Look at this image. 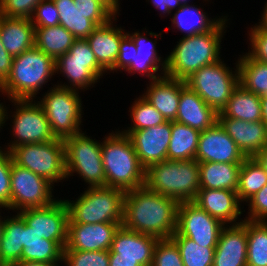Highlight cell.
Returning a JSON list of instances; mask_svg holds the SVG:
<instances>
[{"label": "cell", "mask_w": 267, "mask_h": 266, "mask_svg": "<svg viewBox=\"0 0 267 266\" xmlns=\"http://www.w3.org/2000/svg\"><path fill=\"white\" fill-rule=\"evenodd\" d=\"M225 17L208 32L180 38L166 57L165 75L185 81L203 66L221 60V39L228 21Z\"/></svg>", "instance_id": "7a4b0ae2"}, {"label": "cell", "mask_w": 267, "mask_h": 266, "mask_svg": "<svg viewBox=\"0 0 267 266\" xmlns=\"http://www.w3.org/2000/svg\"><path fill=\"white\" fill-rule=\"evenodd\" d=\"M200 164V189L236 191L242 163L203 162Z\"/></svg>", "instance_id": "83f0119b"}, {"label": "cell", "mask_w": 267, "mask_h": 266, "mask_svg": "<svg viewBox=\"0 0 267 266\" xmlns=\"http://www.w3.org/2000/svg\"><path fill=\"white\" fill-rule=\"evenodd\" d=\"M179 202L144 186L125 193L122 225L131 231L170 238L177 227Z\"/></svg>", "instance_id": "6da1fadb"}, {"label": "cell", "mask_w": 267, "mask_h": 266, "mask_svg": "<svg viewBox=\"0 0 267 266\" xmlns=\"http://www.w3.org/2000/svg\"><path fill=\"white\" fill-rule=\"evenodd\" d=\"M262 107V121L267 127V96L260 97Z\"/></svg>", "instance_id": "6f0895ef"}, {"label": "cell", "mask_w": 267, "mask_h": 266, "mask_svg": "<svg viewBox=\"0 0 267 266\" xmlns=\"http://www.w3.org/2000/svg\"><path fill=\"white\" fill-rule=\"evenodd\" d=\"M248 33L251 46L248 54L258 61L267 63V26L255 24Z\"/></svg>", "instance_id": "7dc6e473"}, {"label": "cell", "mask_w": 267, "mask_h": 266, "mask_svg": "<svg viewBox=\"0 0 267 266\" xmlns=\"http://www.w3.org/2000/svg\"><path fill=\"white\" fill-rule=\"evenodd\" d=\"M82 132L63 139L66 176L69 178L75 172L88 187L106 186L101 142Z\"/></svg>", "instance_id": "52a82bcc"}, {"label": "cell", "mask_w": 267, "mask_h": 266, "mask_svg": "<svg viewBox=\"0 0 267 266\" xmlns=\"http://www.w3.org/2000/svg\"><path fill=\"white\" fill-rule=\"evenodd\" d=\"M181 94V80L162 76L150 81L147 91L142 95L155 107L167 121H174L177 116Z\"/></svg>", "instance_id": "d4e9b609"}, {"label": "cell", "mask_w": 267, "mask_h": 266, "mask_svg": "<svg viewBox=\"0 0 267 266\" xmlns=\"http://www.w3.org/2000/svg\"><path fill=\"white\" fill-rule=\"evenodd\" d=\"M104 1L116 14L118 13L119 9V0H102Z\"/></svg>", "instance_id": "91938a15"}, {"label": "cell", "mask_w": 267, "mask_h": 266, "mask_svg": "<svg viewBox=\"0 0 267 266\" xmlns=\"http://www.w3.org/2000/svg\"><path fill=\"white\" fill-rule=\"evenodd\" d=\"M177 245L184 266H213L215 247L199 246L182 235L170 237Z\"/></svg>", "instance_id": "74e56055"}, {"label": "cell", "mask_w": 267, "mask_h": 266, "mask_svg": "<svg viewBox=\"0 0 267 266\" xmlns=\"http://www.w3.org/2000/svg\"><path fill=\"white\" fill-rule=\"evenodd\" d=\"M129 111L133 125L126 130H141L163 124L167 121L143 96L138 97L134 101Z\"/></svg>", "instance_id": "f35d334b"}, {"label": "cell", "mask_w": 267, "mask_h": 266, "mask_svg": "<svg viewBox=\"0 0 267 266\" xmlns=\"http://www.w3.org/2000/svg\"><path fill=\"white\" fill-rule=\"evenodd\" d=\"M78 1L80 11L87 15L96 26L104 25L117 15L102 0H74Z\"/></svg>", "instance_id": "7bdbcfd3"}, {"label": "cell", "mask_w": 267, "mask_h": 266, "mask_svg": "<svg viewBox=\"0 0 267 266\" xmlns=\"http://www.w3.org/2000/svg\"><path fill=\"white\" fill-rule=\"evenodd\" d=\"M26 225L36 231L46 240L56 241L63 248L67 244L69 211L64 200H56L52 204L24 209L17 212Z\"/></svg>", "instance_id": "9a60e30c"}, {"label": "cell", "mask_w": 267, "mask_h": 266, "mask_svg": "<svg viewBox=\"0 0 267 266\" xmlns=\"http://www.w3.org/2000/svg\"><path fill=\"white\" fill-rule=\"evenodd\" d=\"M181 5H187L189 3L188 0H178Z\"/></svg>", "instance_id": "be15d7a7"}, {"label": "cell", "mask_w": 267, "mask_h": 266, "mask_svg": "<svg viewBox=\"0 0 267 266\" xmlns=\"http://www.w3.org/2000/svg\"><path fill=\"white\" fill-rule=\"evenodd\" d=\"M224 226L193 201L179 202L177 227L173 235L188 237L199 246L216 247Z\"/></svg>", "instance_id": "5bb4252c"}, {"label": "cell", "mask_w": 267, "mask_h": 266, "mask_svg": "<svg viewBox=\"0 0 267 266\" xmlns=\"http://www.w3.org/2000/svg\"><path fill=\"white\" fill-rule=\"evenodd\" d=\"M152 266H184L179 249L171 238L158 240Z\"/></svg>", "instance_id": "b9f144b4"}, {"label": "cell", "mask_w": 267, "mask_h": 266, "mask_svg": "<svg viewBox=\"0 0 267 266\" xmlns=\"http://www.w3.org/2000/svg\"><path fill=\"white\" fill-rule=\"evenodd\" d=\"M56 73L69 79L70 85L58 84L74 90L89 89L106 72L97 62L86 39H76L67 53L56 61ZM88 87V88H87ZM79 89V90H78Z\"/></svg>", "instance_id": "8fae6325"}, {"label": "cell", "mask_w": 267, "mask_h": 266, "mask_svg": "<svg viewBox=\"0 0 267 266\" xmlns=\"http://www.w3.org/2000/svg\"><path fill=\"white\" fill-rule=\"evenodd\" d=\"M158 240L155 236L134 232L121 225L114 235L109 253H116V259L136 260L141 266H152Z\"/></svg>", "instance_id": "d6986e66"}, {"label": "cell", "mask_w": 267, "mask_h": 266, "mask_svg": "<svg viewBox=\"0 0 267 266\" xmlns=\"http://www.w3.org/2000/svg\"><path fill=\"white\" fill-rule=\"evenodd\" d=\"M172 16V24L178 28L184 37L205 33L212 30L222 19H209L207 13L201 11L194 4L182 5Z\"/></svg>", "instance_id": "836d02e7"}, {"label": "cell", "mask_w": 267, "mask_h": 266, "mask_svg": "<svg viewBox=\"0 0 267 266\" xmlns=\"http://www.w3.org/2000/svg\"><path fill=\"white\" fill-rule=\"evenodd\" d=\"M247 266H267V222L247 220Z\"/></svg>", "instance_id": "8d00e7d4"}, {"label": "cell", "mask_w": 267, "mask_h": 266, "mask_svg": "<svg viewBox=\"0 0 267 266\" xmlns=\"http://www.w3.org/2000/svg\"><path fill=\"white\" fill-rule=\"evenodd\" d=\"M16 105L12 133L16 140L8 143L7 151L23 144L47 143L56 139L40 104L27 99H10Z\"/></svg>", "instance_id": "7c38bea8"}, {"label": "cell", "mask_w": 267, "mask_h": 266, "mask_svg": "<svg viewBox=\"0 0 267 266\" xmlns=\"http://www.w3.org/2000/svg\"><path fill=\"white\" fill-rule=\"evenodd\" d=\"M136 55V45L132 38L126 34L120 42L118 57L115 61L114 67L110 71H125L131 65V61L134 60V56Z\"/></svg>", "instance_id": "681fc988"}, {"label": "cell", "mask_w": 267, "mask_h": 266, "mask_svg": "<svg viewBox=\"0 0 267 266\" xmlns=\"http://www.w3.org/2000/svg\"><path fill=\"white\" fill-rule=\"evenodd\" d=\"M87 188L76 201L64 200L68 224L123 223L126 192L108 186Z\"/></svg>", "instance_id": "8992f818"}, {"label": "cell", "mask_w": 267, "mask_h": 266, "mask_svg": "<svg viewBox=\"0 0 267 266\" xmlns=\"http://www.w3.org/2000/svg\"><path fill=\"white\" fill-rule=\"evenodd\" d=\"M111 19L104 25L97 26L92 34L86 38L98 64L107 72L110 71L118 57L119 45L127 34L121 27H114ZM113 20V21H112Z\"/></svg>", "instance_id": "cb8c5ba5"}, {"label": "cell", "mask_w": 267, "mask_h": 266, "mask_svg": "<svg viewBox=\"0 0 267 266\" xmlns=\"http://www.w3.org/2000/svg\"><path fill=\"white\" fill-rule=\"evenodd\" d=\"M59 11V24L69 31L76 39H86L97 27L87 15L83 14L78 1L53 0Z\"/></svg>", "instance_id": "d6a6232c"}, {"label": "cell", "mask_w": 267, "mask_h": 266, "mask_svg": "<svg viewBox=\"0 0 267 266\" xmlns=\"http://www.w3.org/2000/svg\"><path fill=\"white\" fill-rule=\"evenodd\" d=\"M37 101L43 108L56 138L64 139L81 132L82 103L79 92L55 85Z\"/></svg>", "instance_id": "ba28073f"}, {"label": "cell", "mask_w": 267, "mask_h": 266, "mask_svg": "<svg viewBox=\"0 0 267 266\" xmlns=\"http://www.w3.org/2000/svg\"><path fill=\"white\" fill-rule=\"evenodd\" d=\"M254 158L258 161V163L262 166V168L265 170V173L267 175V147L263 150L257 153Z\"/></svg>", "instance_id": "9f6ffc18"}, {"label": "cell", "mask_w": 267, "mask_h": 266, "mask_svg": "<svg viewBox=\"0 0 267 266\" xmlns=\"http://www.w3.org/2000/svg\"><path fill=\"white\" fill-rule=\"evenodd\" d=\"M151 2L156 9L160 10L162 14L171 15L173 12L172 10L176 8H180L182 5L179 3L178 0H148Z\"/></svg>", "instance_id": "816d5d0a"}, {"label": "cell", "mask_w": 267, "mask_h": 266, "mask_svg": "<svg viewBox=\"0 0 267 266\" xmlns=\"http://www.w3.org/2000/svg\"><path fill=\"white\" fill-rule=\"evenodd\" d=\"M3 103L0 104V128L1 126L4 125L6 119H8V112L7 110L5 109L4 105H2Z\"/></svg>", "instance_id": "680465c9"}, {"label": "cell", "mask_w": 267, "mask_h": 266, "mask_svg": "<svg viewBox=\"0 0 267 266\" xmlns=\"http://www.w3.org/2000/svg\"><path fill=\"white\" fill-rule=\"evenodd\" d=\"M121 225L122 223L68 224L64 249L110 250L114 235Z\"/></svg>", "instance_id": "ac0fdd59"}, {"label": "cell", "mask_w": 267, "mask_h": 266, "mask_svg": "<svg viewBox=\"0 0 267 266\" xmlns=\"http://www.w3.org/2000/svg\"><path fill=\"white\" fill-rule=\"evenodd\" d=\"M10 154L14 163L44 177L52 184L67 178L63 139L19 145Z\"/></svg>", "instance_id": "9c48e42d"}, {"label": "cell", "mask_w": 267, "mask_h": 266, "mask_svg": "<svg viewBox=\"0 0 267 266\" xmlns=\"http://www.w3.org/2000/svg\"><path fill=\"white\" fill-rule=\"evenodd\" d=\"M34 27H52L59 25V11L53 0H42L30 18Z\"/></svg>", "instance_id": "bcb514c9"}, {"label": "cell", "mask_w": 267, "mask_h": 266, "mask_svg": "<svg viewBox=\"0 0 267 266\" xmlns=\"http://www.w3.org/2000/svg\"><path fill=\"white\" fill-rule=\"evenodd\" d=\"M5 219H6V217L4 218V220H2L1 216H0V241H1V238H2V235H3Z\"/></svg>", "instance_id": "6125c7cd"}, {"label": "cell", "mask_w": 267, "mask_h": 266, "mask_svg": "<svg viewBox=\"0 0 267 266\" xmlns=\"http://www.w3.org/2000/svg\"><path fill=\"white\" fill-rule=\"evenodd\" d=\"M35 244H47V240L42 238L36 231L32 230L31 227L27 226L24 221V243L23 248L25 245H35Z\"/></svg>", "instance_id": "f5cc1de1"}, {"label": "cell", "mask_w": 267, "mask_h": 266, "mask_svg": "<svg viewBox=\"0 0 267 266\" xmlns=\"http://www.w3.org/2000/svg\"><path fill=\"white\" fill-rule=\"evenodd\" d=\"M62 262L66 266H109V250L81 251L64 249Z\"/></svg>", "instance_id": "60d3db41"}, {"label": "cell", "mask_w": 267, "mask_h": 266, "mask_svg": "<svg viewBox=\"0 0 267 266\" xmlns=\"http://www.w3.org/2000/svg\"><path fill=\"white\" fill-rule=\"evenodd\" d=\"M267 184V175L254 157H246L241 164L238 178L237 196L247 202Z\"/></svg>", "instance_id": "d590c367"}, {"label": "cell", "mask_w": 267, "mask_h": 266, "mask_svg": "<svg viewBox=\"0 0 267 266\" xmlns=\"http://www.w3.org/2000/svg\"><path fill=\"white\" fill-rule=\"evenodd\" d=\"M101 142L106 186L124 192L144 186L145 168L141 165L130 138L120 131L111 132Z\"/></svg>", "instance_id": "3957f363"}, {"label": "cell", "mask_w": 267, "mask_h": 266, "mask_svg": "<svg viewBox=\"0 0 267 266\" xmlns=\"http://www.w3.org/2000/svg\"><path fill=\"white\" fill-rule=\"evenodd\" d=\"M64 248L56 241L47 240V244L25 245L21 261L62 263Z\"/></svg>", "instance_id": "ab89813d"}, {"label": "cell", "mask_w": 267, "mask_h": 266, "mask_svg": "<svg viewBox=\"0 0 267 266\" xmlns=\"http://www.w3.org/2000/svg\"><path fill=\"white\" fill-rule=\"evenodd\" d=\"M248 217L245 220L252 222H267V184L247 201Z\"/></svg>", "instance_id": "c3c4849f"}, {"label": "cell", "mask_w": 267, "mask_h": 266, "mask_svg": "<svg viewBox=\"0 0 267 266\" xmlns=\"http://www.w3.org/2000/svg\"><path fill=\"white\" fill-rule=\"evenodd\" d=\"M42 0H2L0 15L6 17L31 18Z\"/></svg>", "instance_id": "f6af8a7d"}, {"label": "cell", "mask_w": 267, "mask_h": 266, "mask_svg": "<svg viewBox=\"0 0 267 266\" xmlns=\"http://www.w3.org/2000/svg\"><path fill=\"white\" fill-rule=\"evenodd\" d=\"M9 266H59V265L58 263L18 261L10 264Z\"/></svg>", "instance_id": "11a10c76"}, {"label": "cell", "mask_w": 267, "mask_h": 266, "mask_svg": "<svg viewBox=\"0 0 267 266\" xmlns=\"http://www.w3.org/2000/svg\"><path fill=\"white\" fill-rule=\"evenodd\" d=\"M13 57L4 48L0 39V86L10 76Z\"/></svg>", "instance_id": "f907efd6"}, {"label": "cell", "mask_w": 267, "mask_h": 266, "mask_svg": "<svg viewBox=\"0 0 267 266\" xmlns=\"http://www.w3.org/2000/svg\"><path fill=\"white\" fill-rule=\"evenodd\" d=\"M218 122L245 157H254L267 147V127L262 120L247 122L240 119L218 117Z\"/></svg>", "instance_id": "44dd1931"}, {"label": "cell", "mask_w": 267, "mask_h": 266, "mask_svg": "<svg viewBox=\"0 0 267 266\" xmlns=\"http://www.w3.org/2000/svg\"><path fill=\"white\" fill-rule=\"evenodd\" d=\"M174 121L202 132L218 122V112L181 80L179 107Z\"/></svg>", "instance_id": "7402d4cb"}, {"label": "cell", "mask_w": 267, "mask_h": 266, "mask_svg": "<svg viewBox=\"0 0 267 266\" xmlns=\"http://www.w3.org/2000/svg\"><path fill=\"white\" fill-rule=\"evenodd\" d=\"M127 34L136 45L137 55L134 56V60L131 61V65L125 71L131 73V75L138 72L150 78L151 81L165 76L166 58L162 61L161 57L158 55L156 51L157 42L155 40L153 42L151 39L145 37L144 32L140 33L136 31L132 34L127 32ZM158 70L159 72L161 71V74L156 73Z\"/></svg>", "instance_id": "4316f807"}, {"label": "cell", "mask_w": 267, "mask_h": 266, "mask_svg": "<svg viewBox=\"0 0 267 266\" xmlns=\"http://www.w3.org/2000/svg\"><path fill=\"white\" fill-rule=\"evenodd\" d=\"M193 202L224 225L227 223L235 225L243 221V219H240V222H236L238 216H241L244 212L241 210V203L236 191L199 189Z\"/></svg>", "instance_id": "603a6c76"}, {"label": "cell", "mask_w": 267, "mask_h": 266, "mask_svg": "<svg viewBox=\"0 0 267 266\" xmlns=\"http://www.w3.org/2000/svg\"><path fill=\"white\" fill-rule=\"evenodd\" d=\"M109 266H141L136 260L116 259V253H109Z\"/></svg>", "instance_id": "db71d44e"}, {"label": "cell", "mask_w": 267, "mask_h": 266, "mask_svg": "<svg viewBox=\"0 0 267 266\" xmlns=\"http://www.w3.org/2000/svg\"><path fill=\"white\" fill-rule=\"evenodd\" d=\"M218 117L255 122L262 120L260 96L247 91L240 84L233 90L227 105L218 113Z\"/></svg>", "instance_id": "f1b7e54d"}, {"label": "cell", "mask_w": 267, "mask_h": 266, "mask_svg": "<svg viewBox=\"0 0 267 266\" xmlns=\"http://www.w3.org/2000/svg\"><path fill=\"white\" fill-rule=\"evenodd\" d=\"M223 62L219 60L203 66L185 80L186 85L218 113L227 105L233 90L239 85L238 64L232 71Z\"/></svg>", "instance_id": "30bf717a"}, {"label": "cell", "mask_w": 267, "mask_h": 266, "mask_svg": "<svg viewBox=\"0 0 267 266\" xmlns=\"http://www.w3.org/2000/svg\"><path fill=\"white\" fill-rule=\"evenodd\" d=\"M24 243V219L17 213L7 217L0 241V266L21 261Z\"/></svg>", "instance_id": "f546056e"}, {"label": "cell", "mask_w": 267, "mask_h": 266, "mask_svg": "<svg viewBox=\"0 0 267 266\" xmlns=\"http://www.w3.org/2000/svg\"><path fill=\"white\" fill-rule=\"evenodd\" d=\"M0 39L12 57L33 48L35 28L31 19L0 15Z\"/></svg>", "instance_id": "484cf974"}, {"label": "cell", "mask_w": 267, "mask_h": 266, "mask_svg": "<svg viewBox=\"0 0 267 266\" xmlns=\"http://www.w3.org/2000/svg\"><path fill=\"white\" fill-rule=\"evenodd\" d=\"M171 139L167 160H193L196 156L200 131L188 125L172 121Z\"/></svg>", "instance_id": "1f68e13d"}, {"label": "cell", "mask_w": 267, "mask_h": 266, "mask_svg": "<svg viewBox=\"0 0 267 266\" xmlns=\"http://www.w3.org/2000/svg\"><path fill=\"white\" fill-rule=\"evenodd\" d=\"M54 73L55 60L34 46L13 57L10 76L0 86V92L11 100H33Z\"/></svg>", "instance_id": "5b68a950"}, {"label": "cell", "mask_w": 267, "mask_h": 266, "mask_svg": "<svg viewBox=\"0 0 267 266\" xmlns=\"http://www.w3.org/2000/svg\"><path fill=\"white\" fill-rule=\"evenodd\" d=\"M239 84L260 97L267 96V63L252 58L248 53L238 58Z\"/></svg>", "instance_id": "e575fe53"}, {"label": "cell", "mask_w": 267, "mask_h": 266, "mask_svg": "<svg viewBox=\"0 0 267 266\" xmlns=\"http://www.w3.org/2000/svg\"><path fill=\"white\" fill-rule=\"evenodd\" d=\"M264 8L265 9H264L262 17H261L262 19L258 23H260V24H262L264 26H267V3H266Z\"/></svg>", "instance_id": "94428289"}, {"label": "cell", "mask_w": 267, "mask_h": 266, "mask_svg": "<svg viewBox=\"0 0 267 266\" xmlns=\"http://www.w3.org/2000/svg\"><path fill=\"white\" fill-rule=\"evenodd\" d=\"M172 121L141 130H124L134 146L141 165L146 169L152 164L167 160L171 139Z\"/></svg>", "instance_id": "2e32d148"}, {"label": "cell", "mask_w": 267, "mask_h": 266, "mask_svg": "<svg viewBox=\"0 0 267 266\" xmlns=\"http://www.w3.org/2000/svg\"><path fill=\"white\" fill-rule=\"evenodd\" d=\"M227 226V227H226ZM213 266H247V220L225 225L215 247Z\"/></svg>", "instance_id": "ffe728a7"}, {"label": "cell", "mask_w": 267, "mask_h": 266, "mask_svg": "<svg viewBox=\"0 0 267 266\" xmlns=\"http://www.w3.org/2000/svg\"><path fill=\"white\" fill-rule=\"evenodd\" d=\"M245 158L219 122L200 132L195 156L199 163H243Z\"/></svg>", "instance_id": "e0dca14e"}, {"label": "cell", "mask_w": 267, "mask_h": 266, "mask_svg": "<svg viewBox=\"0 0 267 266\" xmlns=\"http://www.w3.org/2000/svg\"><path fill=\"white\" fill-rule=\"evenodd\" d=\"M34 46L55 61L67 53L76 38L62 25L52 27H34Z\"/></svg>", "instance_id": "4dcf8cb0"}, {"label": "cell", "mask_w": 267, "mask_h": 266, "mask_svg": "<svg viewBox=\"0 0 267 266\" xmlns=\"http://www.w3.org/2000/svg\"><path fill=\"white\" fill-rule=\"evenodd\" d=\"M9 151H3L0 146V208L11 210V164Z\"/></svg>", "instance_id": "ee69618b"}, {"label": "cell", "mask_w": 267, "mask_h": 266, "mask_svg": "<svg viewBox=\"0 0 267 266\" xmlns=\"http://www.w3.org/2000/svg\"><path fill=\"white\" fill-rule=\"evenodd\" d=\"M53 184L27 168L12 161L11 164V209L40 208L56 201L52 195Z\"/></svg>", "instance_id": "4fadbf2b"}, {"label": "cell", "mask_w": 267, "mask_h": 266, "mask_svg": "<svg viewBox=\"0 0 267 266\" xmlns=\"http://www.w3.org/2000/svg\"><path fill=\"white\" fill-rule=\"evenodd\" d=\"M200 164L193 160H165L145 169L144 187L178 202L193 201L200 189Z\"/></svg>", "instance_id": "277c9868"}]
</instances>
